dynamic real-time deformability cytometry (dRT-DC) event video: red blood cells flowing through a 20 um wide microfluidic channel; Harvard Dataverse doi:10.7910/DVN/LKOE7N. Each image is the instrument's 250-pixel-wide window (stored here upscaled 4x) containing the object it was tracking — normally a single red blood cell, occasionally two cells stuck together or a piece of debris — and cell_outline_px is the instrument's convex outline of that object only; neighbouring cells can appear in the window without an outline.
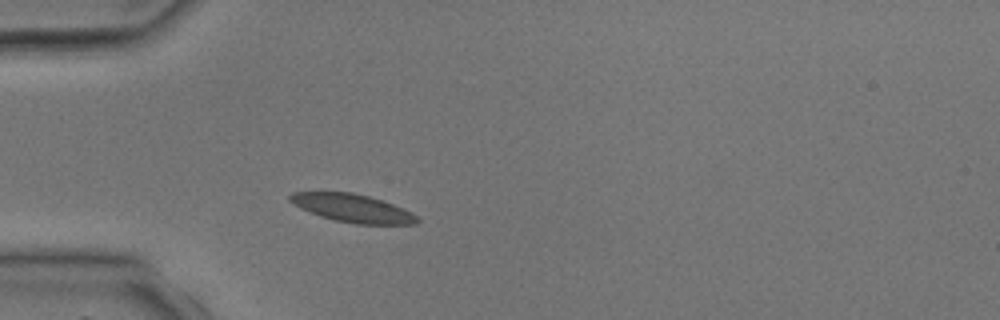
{"species": "common noctule bat (a hibernating species)", "species_latin": "Nyctalus noctula", "temperature_condition": "room temperature", "stored_images_in_passage": 1, "camera_frame_rate_fps": 3000, "um_per_image_px": 0.085, "animal": {"sex": "male", "body_mass_g": 17.9, "forearm_length_mm": 54.2}, "frame": {"image": 1, "passage_image": 1, "time_ms": 0.0, "image_size_px": [1000, 320], "cell_outline_px": [[420, 220], [416, 224], [356, 224], [336, 220], [320, 216], [300, 208], [292, 204], [288, 200], [288, 196], [292, 192], [352, 192], [368, 196], [392, 204], [412, 212]], "centroid_in_image_um": [29.93, 17.69], "position_along_channel_um": 55.1, "area_um2": 20.69}}